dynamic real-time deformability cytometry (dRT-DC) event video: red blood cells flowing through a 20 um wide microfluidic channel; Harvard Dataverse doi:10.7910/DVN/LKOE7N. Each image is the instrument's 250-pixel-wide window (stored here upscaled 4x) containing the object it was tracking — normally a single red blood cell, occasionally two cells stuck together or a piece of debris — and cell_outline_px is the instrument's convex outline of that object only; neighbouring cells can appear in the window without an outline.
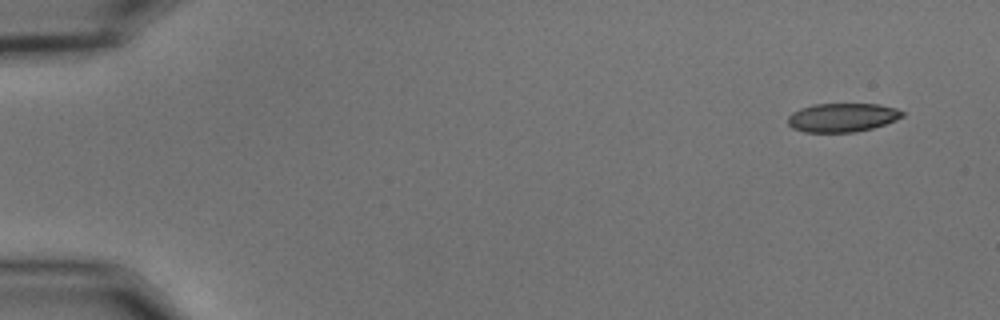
{"species": "common noctule bat (a hibernating species)", "species_latin": "Nyctalus noctula", "temperature_condition": "cold", "stored_images_in_passage": 53, "camera_frame_rate_fps": 3000, "um_per_image_px": 0.085, "animal": {"sex": "male", "body_mass_g": 15.6}, "frame": {"image": 1, "passage_image": 1, "time_ms": 0.0, "image_size_px": [1000, 320], "cell_outline_px": [[904, 116], [896, 120], [872, 128], [852, 132], [804, 132], [792, 128], [788, 124], [788, 116], [792, 112], [800, 108], [812, 104], [880, 104], [896, 108], [904, 112]], "centroid_in_image_um": [71.58, 9.98], "position_along_channel_um": 13.4, "area_um2": 19.25}}
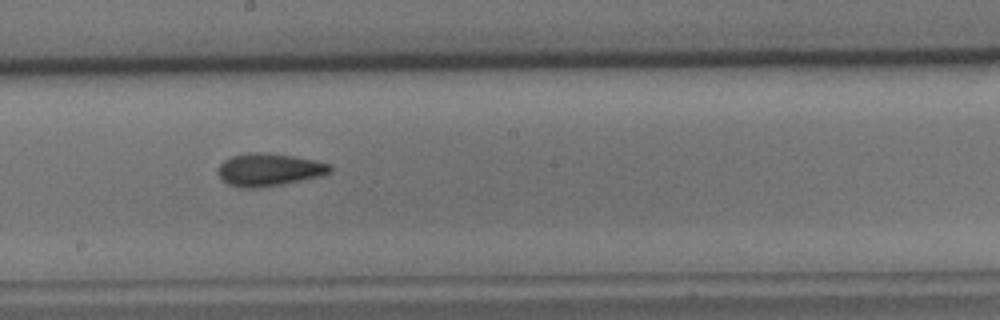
{"frame": {"image": 2, "passage_image": 29, "time_ms": 9.333, "image_size_px": [1000, 320], "cell_outline_px": [[332, 172], [320, 176], [280, 184], [256, 188], [240, 188], [228, 184], [216, 172], [220, 164], [224, 160], [232, 156], [252, 152], [260, 152], [292, 156], [332, 164]], "centroid_in_image_um": [22.85, 14.42], "position_along_channel_um": 225.3, "area_um2": 21.1}}
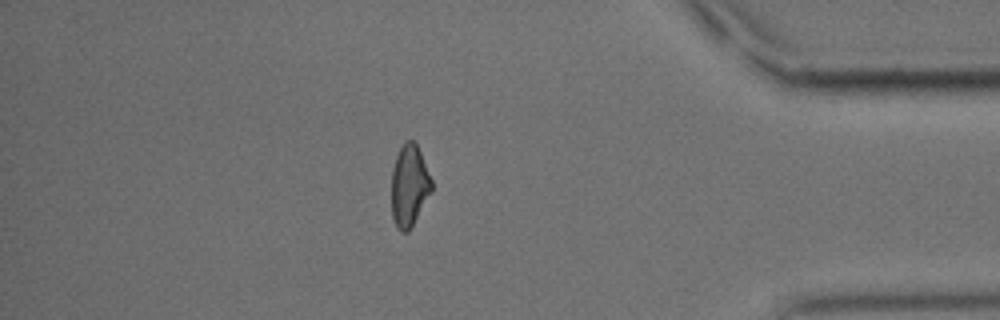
{"frame": {"image": 3, "passage_image": 46, "time_ms": 15.0, "image_size_px": [1000, 320], "cell_outline_px": [[432, 192], [408, 232], [400, 232], [396, 228], [392, 216], [392, 168], [396, 156], [404, 140], [412, 140], [416, 144], [420, 152], [432, 180]], "centroid_in_image_um": [34.78, 15.8], "position_along_channel_um": 400.4, "area_um2": 19.13}, "authors_computed_cell_mechanics": {"area_um2": 20.1144, "velocity_mm_per_s": 3.6271, "shape_relaxation_time_tau1_ms": 10.8129, "shape_relaxation_time_tau2_ms": 2.6932, "deformation_change_tau1": 0.1941, "deformation_change_tau2": 0.1016}}